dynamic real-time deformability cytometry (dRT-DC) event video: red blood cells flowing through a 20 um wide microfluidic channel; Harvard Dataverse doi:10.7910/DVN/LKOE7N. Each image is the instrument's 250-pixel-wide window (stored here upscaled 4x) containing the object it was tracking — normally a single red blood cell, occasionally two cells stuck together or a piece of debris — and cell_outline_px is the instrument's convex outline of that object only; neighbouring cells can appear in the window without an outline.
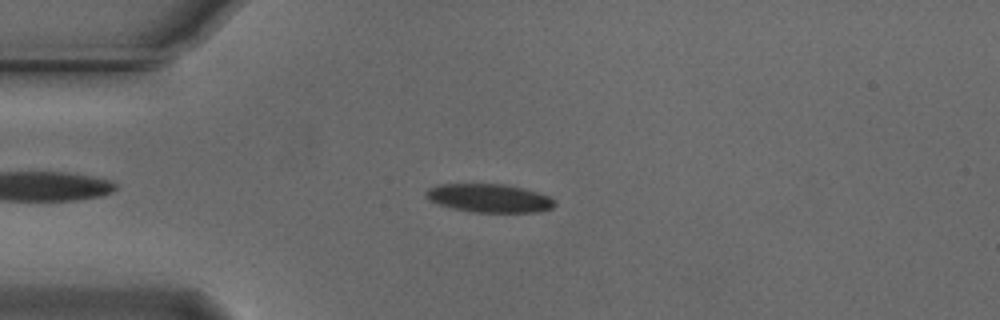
{"species": "Egyptian fruit bat (a non-hibernating species)", "species_latin": "Rousettus aegyptiacus", "temperature_condition": "cold", "stored_images_in_passage": 44, "camera_frame_rate_fps": 3000, "um_per_image_px": 0.085, "animal": {"sex": "male"}, "frame": {"image": 1, "passage_image": 3, "time_ms": 0.667, "image_size_px": [1000, 320], "cell_outline_px": [[556, 204], [552, 208], [540, 212], [468, 212], [452, 208], [428, 200], [424, 196], [424, 192], [428, 188], [436, 184], [504, 184], [524, 188], [548, 196], [556, 200]], "centroid_in_image_um": [41.56, 16.84], "position_along_channel_um": 43.4, "area_um2": 21.56}}
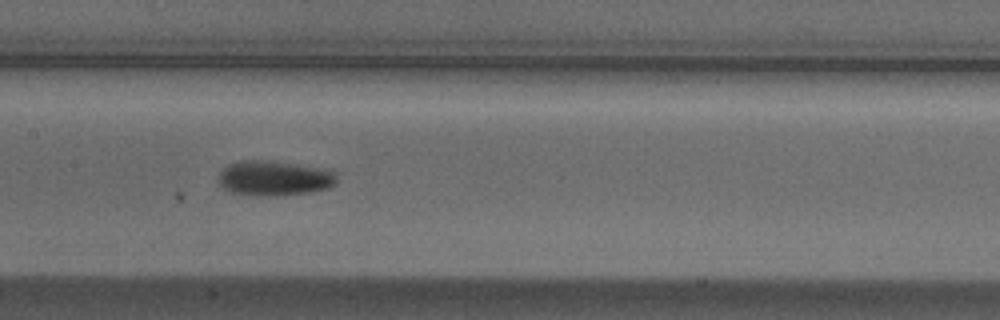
{"frame": {"image": 2, "passage_image": 16, "time_ms": 5.0, "image_size_px": [1000, 320], "cell_outline_px": [[336, 184], [328, 188], [312, 192], [276, 196], [268, 196], [232, 192], [224, 188], [220, 184], [220, 172], [228, 164], [240, 160], [264, 160], [296, 164], [316, 168], [332, 172], [336, 176]], "centroid_in_image_um": [23.3, 15.15], "position_along_channel_um": 184.1, "area_um2": 23.7}}
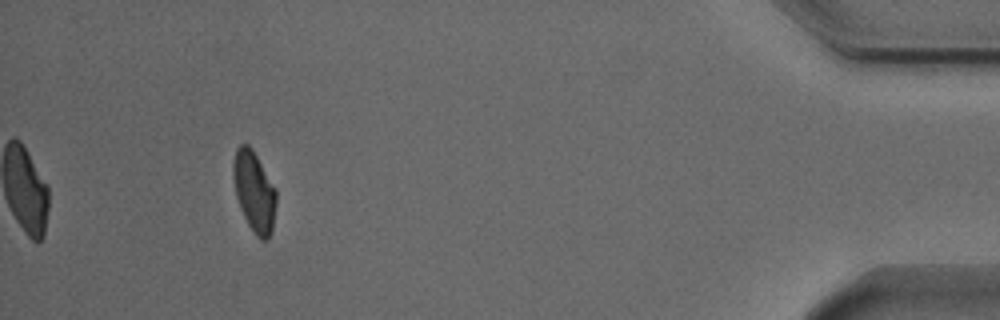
{"frame": {"image": 3, "passage_image": 40, "time_ms": 13.0, "image_size_px": [1000, 320], "cell_outline_px": [[276, 204], [272, 232], [268, 240], [260, 240], [256, 236], [248, 224], [240, 208], [236, 196], [232, 176], [232, 164], [236, 148], [240, 144], [248, 144], [252, 148], [276, 188]], "centroid_in_image_um": [21.6, 16.28], "position_along_channel_um": 413.6, "area_um2": 20.46}, "authors_computed_cell_mechanics": {"area_um2": 21.6172, "velocity_mm_per_s": 3.7193, "shape_relaxation_time_tau1_ms": 3.5665, "shape_relaxation_time_tau2_ms": null, "deformation_change_tau1": 0.1179, "deformation_change_tau2": null}}